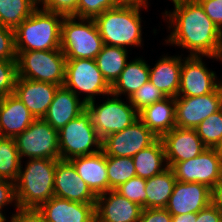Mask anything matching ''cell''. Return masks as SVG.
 <instances>
[{
    "instance_id": "1",
    "label": "cell",
    "mask_w": 222,
    "mask_h": 222,
    "mask_svg": "<svg viewBox=\"0 0 222 222\" xmlns=\"http://www.w3.org/2000/svg\"><path fill=\"white\" fill-rule=\"evenodd\" d=\"M173 12L165 11L169 28L166 43L190 50L189 56H206L222 61V31L196 0H172Z\"/></svg>"
},
{
    "instance_id": "2",
    "label": "cell",
    "mask_w": 222,
    "mask_h": 222,
    "mask_svg": "<svg viewBox=\"0 0 222 222\" xmlns=\"http://www.w3.org/2000/svg\"><path fill=\"white\" fill-rule=\"evenodd\" d=\"M64 17L63 14L37 7L14 30L16 51L61 50V23Z\"/></svg>"
},
{
    "instance_id": "3",
    "label": "cell",
    "mask_w": 222,
    "mask_h": 222,
    "mask_svg": "<svg viewBox=\"0 0 222 222\" xmlns=\"http://www.w3.org/2000/svg\"><path fill=\"white\" fill-rule=\"evenodd\" d=\"M148 6L118 5L94 18L104 45L127 49L141 46L140 9Z\"/></svg>"
},
{
    "instance_id": "4",
    "label": "cell",
    "mask_w": 222,
    "mask_h": 222,
    "mask_svg": "<svg viewBox=\"0 0 222 222\" xmlns=\"http://www.w3.org/2000/svg\"><path fill=\"white\" fill-rule=\"evenodd\" d=\"M60 159H30L15 182L19 207L39 208L54 196L55 168Z\"/></svg>"
},
{
    "instance_id": "5",
    "label": "cell",
    "mask_w": 222,
    "mask_h": 222,
    "mask_svg": "<svg viewBox=\"0 0 222 222\" xmlns=\"http://www.w3.org/2000/svg\"><path fill=\"white\" fill-rule=\"evenodd\" d=\"M76 19L81 22L75 21ZM103 45L94 19L75 16L63 18L60 49L66 59H96Z\"/></svg>"
},
{
    "instance_id": "6",
    "label": "cell",
    "mask_w": 222,
    "mask_h": 222,
    "mask_svg": "<svg viewBox=\"0 0 222 222\" xmlns=\"http://www.w3.org/2000/svg\"><path fill=\"white\" fill-rule=\"evenodd\" d=\"M16 52L19 78L64 85L67 59L61 50Z\"/></svg>"
},
{
    "instance_id": "7",
    "label": "cell",
    "mask_w": 222,
    "mask_h": 222,
    "mask_svg": "<svg viewBox=\"0 0 222 222\" xmlns=\"http://www.w3.org/2000/svg\"><path fill=\"white\" fill-rule=\"evenodd\" d=\"M58 138L60 160L91 155L102 150V139L92 125L86 109L58 131ZM92 146L96 149H92Z\"/></svg>"
},
{
    "instance_id": "8",
    "label": "cell",
    "mask_w": 222,
    "mask_h": 222,
    "mask_svg": "<svg viewBox=\"0 0 222 222\" xmlns=\"http://www.w3.org/2000/svg\"><path fill=\"white\" fill-rule=\"evenodd\" d=\"M63 86L77 96L79 92L86 93L82 100L85 104L94 101L96 94H111V85L101 74L95 59H67Z\"/></svg>"
},
{
    "instance_id": "9",
    "label": "cell",
    "mask_w": 222,
    "mask_h": 222,
    "mask_svg": "<svg viewBox=\"0 0 222 222\" xmlns=\"http://www.w3.org/2000/svg\"><path fill=\"white\" fill-rule=\"evenodd\" d=\"M107 99L101 105H95V100L85 104L90 114L92 125L101 139L109 134L124 130L139 119L138 112L130 103H124L118 96ZM116 97V98H115Z\"/></svg>"
},
{
    "instance_id": "10",
    "label": "cell",
    "mask_w": 222,
    "mask_h": 222,
    "mask_svg": "<svg viewBox=\"0 0 222 222\" xmlns=\"http://www.w3.org/2000/svg\"><path fill=\"white\" fill-rule=\"evenodd\" d=\"M14 139L20 158L60 159L58 131L43 118L35 119Z\"/></svg>"
},
{
    "instance_id": "11",
    "label": "cell",
    "mask_w": 222,
    "mask_h": 222,
    "mask_svg": "<svg viewBox=\"0 0 222 222\" xmlns=\"http://www.w3.org/2000/svg\"><path fill=\"white\" fill-rule=\"evenodd\" d=\"M171 169L179 182L200 183L210 189L222 179V155L207 148L197 157L175 163Z\"/></svg>"
},
{
    "instance_id": "12",
    "label": "cell",
    "mask_w": 222,
    "mask_h": 222,
    "mask_svg": "<svg viewBox=\"0 0 222 222\" xmlns=\"http://www.w3.org/2000/svg\"><path fill=\"white\" fill-rule=\"evenodd\" d=\"M157 139L158 137L138 119L124 130L102 139V151L106 156L133 157Z\"/></svg>"
},
{
    "instance_id": "13",
    "label": "cell",
    "mask_w": 222,
    "mask_h": 222,
    "mask_svg": "<svg viewBox=\"0 0 222 222\" xmlns=\"http://www.w3.org/2000/svg\"><path fill=\"white\" fill-rule=\"evenodd\" d=\"M176 127L195 129L211 114L222 109V92L218 87L214 92L201 96L175 97Z\"/></svg>"
},
{
    "instance_id": "14",
    "label": "cell",
    "mask_w": 222,
    "mask_h": 222,
    "mask_svg": "<svg viewBox=\"0 0 222 222\" xmlns=\"http://www.w3.org/2000/svg\"><path fill=\"white\" fill-rule=\"evenodd\" d=\"M185 58L182 59L178 96L196 97L214 92L219 87L216 73L207 69L201 56Z\"/></svg>"
},
{
    "instance_id": "15",
    "label": "cell",
    "mask_w": 222,
    "mask_h": 222,
    "mask_svg": "<svg viewBox=\"0 0 222 222\" xmlns=\"http://www.w3.org/2000/svg\"><path fill=\"white\" fill-rule=\"evenodd\" d=\"M161 139L165 148L166 164L170 168L175 163L197 157L207 149L195 129L175 127Z\"/></svg>"
},
{
    "instance_id": "16",
    "label": "cell",
    "mask_w": 222,
    "mask_h": 222,
    "mask_svg": "<svg viewBox=\"0 0 222 222\" xmlns=\"http://www.w3.org/2000/svg\"><path fill=\"white\" fill-rule=\"evenodd\" d=\"M54 196L85 204H96L97 196L68 160H59L55 168Z\"/></svg>"
},
{
    "instance_id": "17",
    "label": "cell",
    "mask_w": 222,
    "mask_h": 222,
    "mask_svg": "<svg viewBox=\"0 0 222 222\" xmlns=\"http://www.w3.org/2000/svg\"><path fill=\"white\" fill-rule=\"evenodd\" d=\"M211 203V189L200 183L176 181L166 209L172 216L198 213Z\"/></svg>"
},
{
    "instance_id": "18",
    "label": "cell",
    "mask_w": 222,
    "mask_h": 222,
    "mask_svg": "<svg viewBox=\"0 0 222 222\" xmlns=\"http://www.w3.org/2000/svg\"><path fill=\"white\" fill-rule=\"evenodd\" d=\"M59 85L17 77L14 94L24 103L35 119L43 118Z\"/></svg>"
},
{
    "instance_id": "19",
    "label": "cell",
    "mask_w": 222,
    "mask_h": 222,
    "mask_svg": "<svg viewBox=\"0 0 222 222\" xmlns=\"http://www.w3.org/2000/svg\"><path fill=\"white\" fill-rule=\"evenodd\" d=\"M141 211V206L115 190L97 195L95 205L97 222H138Z\"/></svg>"
},
{
    "instance_id": "20",
    "label": "cell",
    "mask_w": 222,
    "mask_h": 222,
    "mask_svg": "<svg viewBox=\"0 0 222 222\" xmlns=\"http://www.w3.org/2000/svg\"><path fill=\"white\" fill-rule=\"evenodd\" d=\"M95 205L53 196L38 209L46 222H95Z\"/></svg>"
},
{
    "instance_id": "21",
    "label": "cell",
    "mask_w": 222,
    "mask_h": 222,
    "mask_svg": "<svg viewBox=\"0 0 222 222\" xmlns=\"http://www.w3.org/2000/svg\"><path fill=\"white\" fill-rule=\"evenodd\" d=\"M68 161L96 196L109 191L106 155L102 150L91 155L77 156Z\"/></svg>"
},
{
    "instance_id": "22",
    "label": "cell",
    "mask_w": 222,
    "mask_h": 222,
    "mask_svg": "<svg viewBox=\"0 0 222 222\" xmlns=\"http://www.w3.org/2000/svg\"><path fill=\"white\" fill-rule=\"evenodd\" d=\"M35 120L24 103L14 93L0 99V132L2 137L15 138Z\"/></svg>"
},
{
    "instance_id": "23",
    "label": "cell",
    "mask_w": 222,
    "mask_h": 222,
    "mask_svg": "<svg viewBox=\"0 0 222 222\" xmlns=\"http://www.w3.org/2000/svg\"><path fill=\"white\" fill-rule=\"evenodd\" d=\"M85 110V103L80 101L73 91L60 86L55 92L52 103L43 119L59 131L69 121L75 119Z\"/></svg>"
},
{
    "instance_id": "24",
    "label": "cell",
    "mask_w": 222,
    "mask_h": 222,
    "mask_svg": "<svg viewBox=\"0 0 222 222\" xmlns=\"http://www.w3.org/2000/svg\"><path fill=\"white\" fill-rule=\"evenodd\" d=\"M139 120L158 138L176 127L175 97H166L138 113Z\"/></svg>"
},
{
    "instance_id": "25",
    "label": "cell",
    "mask_w": 222,
    "mask_h": 222,
    "mask_svg": "<svg viewBox=\"0 0 222 222\" xmlns=\"http://www.w3.org/2000/svg\"><path fill=\"white\" fill-rule=\"evenodd\" d=\"M181 56H164L149 69L150 82L166 97H177L181 77Z\"/></svg>"
},
{
    "instance_id": "26",
    "label": "cell",
    "mask_w": 222,
    "mask_h": 222,
    "mask_svg": "<svg viewBox=\"0 0 222 222\" xmlns=\"http://www.w3.org/2000/svg\"><path fill=\"white\" fill-rule=\"evenodd\" d=\"M149 69L150 66L141 58L127 62L124 70L111 85V94L120 97L121 94L127 93V99H129L150 80Z\"/></svg>"
},
{
    "instance_id": "27",
    "label": "cell",
    "mask_w": 222,
    "mask_h": 222,
    "mask_svg": "<svg viewBox=\"0 0 222 222\" xmlns=\"http://www.w3.org/2000/svg\"><path fill=\"white\" fill-rule=\"evenodd\" d=\"M132 159L135 165L136 176L143 179H149L168 168L167 164L163 165V162L166 161V155L161 138L142 149Z\"/></svg>"
},
{
    "instance_id": "28",
    "label": "cell",
    "mask_w": 222,
    "mask_h": 222,
    "mask_svg": "<svg viewBox=\"0 0 222 222\" xmlns=\"http://www.w3.org/2000/svg\"><path fill=\"white\" fill-rule=\"evenodd\" d=\"M173 170L168 167L160 174L146 179V208H166L176 182Z\"/></svg>"
},
{
    "instance_id": "29",
    "label": "cell",
    "mask_w": 222,
    "mask_h": 222,
    "mask_svg": "<svg viewBox=\"0 0 222 222\" xmlns=\"http://www.w3.org/2000/svg\"><path fill=\"white\" fill-rule=\"evenodd\" d=\"M127 49L103 45L96 56V63L106 81L112 85L127 64Z\"/></svg>"
},
{
    "instance_id": "30",
    "label": "cell",
    "mask_w": 222,
    "mask_h": 222,
    "mask_svg": "<svg viewBox=\"0 0 222 222\" xmlns=\"http://www.w3.org/2000/svg\"><path fill=\"white\" fill-rule=\"evenodd\" d=\"M37 5L38 0H0V24L15 30Z\"/></svg>"
},
{
    "instance_id": "31",
    "label": "cell",
    "mask_w": 222,
    "mask_h": 222,
    "mask_svg": "<svg viewBox=\"0 0 222 222\" xmlns=\"http://www.w3.org/2000/svg\"><path fill=\"white\" fill-rule=\"evenodd\" d=\"M21 166L15 139L2 137L0 139V178L15 183Z\"/></svg>"
},
{
    "instance_id": "32",
    "label": "cell",
    "mask_w": 222,
    "mask_h": 222,
    "mask_svg": "<svg viewBox=\"0 0 222 222\" xmlns=\"http://www.w3.org/2000/svg\"><path fill=\"white\" fill-rule=\"evenodd\" d=\"M109 191L136 176L132 157L106 156Z\"/></svg>"
},
{
    "instance_id": "33",
    "label": "cell",
    "mask_w": 222,
    "mask_h": 222,
    "mask_svg": "<svg viewBox=\"0 0 222 222\" xmlns=\"http://www.w3.org/2000/svg\"><path fill=\"white\" fill-rule=\"evenodd\" d=\"M195 130L207 148H218L222 142V109L203 120Z\"/></svg>"
},
{
    "instance_id": "34",
    "label": "cell",
    "mask_w": 222,
    "mask_h": 222,
    "mask_svg": "<svg viewBox=\"0 0 222 222\" xmlns=\"http://www.w3.org/2000/svg\"><path fill=\"white\" fill-rule=\"evenodd\" d=\"M166 96L150 81L139 88L128 100L139 113L153 103L162 101Z\"/></svg>"
},
{
    "instance_id": "35",
    "label": "cell",
    "mask_w": 222,
    "mask_h": 222,
    "mask_svg": "<svg viewBox=\"0 0 222 222\" xmlns=\"http://www.w3.org/2000/svg\"><path fill=\"white\" fill-rule=\"evenodd\" d=\"M146 179L140 178L138 176L132 177L125 183L119 185L114 189L117 193L124 196L131 202L138 204L144 209V204L146 203V191H145Z\"/></svg>"
},
{
    "instance_id": "36",
    "label": "cell",
    "mask_w": 222,
    "mask_h": 222,
    "mask_svg": "<svg viewBox=\"0 0 222 222\" xmlns=\"http://www.w3.org/2000/svg\"><path fill=\"white\" fill-rule=\"evenodd\" d=\"M118 6L115 0H79L76 9L77 18H92L108 9Z\"/></svg>"
},
{
    "instance_id": "37",
    "label": "cell",
    "mask_w": 222,
    "mask_h": 222,
    "mask_svg": "<svg viewBox=\"0 0 222 222\" xmlns=\"http://www.w3.org/2000/svg\"><path fill=\"white\" fill-rule=\"evenodd\" d=\"M17 77L16 61L0 60V99L14 93Z\"/></svg>"
},
{
    "instance_id": "38",
    "label": "cell",
    "mask_w": 222,
    "mask_h": 222,
    "mask_svg": "<svg viewBox=\"0 0 222 222\" xmlns=\"http://www.w3.org/2000/svg\"><path fill=\"white\" fill-rule=\"evenodd\" d=\"M14 30L0 24V60L16 61Z\"/></svg>"
},
{
    "instance_id": "39",
    "label": "cell",
    "mask_w": 222,
    "mask_h": 222,
    "mask_svg": "<svg viewBox=\"0 0 222 222\" xmlns=\"http://www.w3.org/2000/svg\"><path fill=\"white\" fill-rule=\"evenodd\" d=\"M79 0H38L42 9L63 14L64 16H75Z\"/></svg>"
},
{
    "instance_id": "40",
    "label": "cell",
    "mask_w": 222,
    "mask_h": 222,
    "mask_svg": "<svg viewBox=\"0 0 222 222\" xmlns=\"http://www.w3.org/2000/svg\"><path fill=\"white\" fill-rule=\"evenodd\" d=\"M206 15L222 31V0H196Z\"/></svg>"
},
{
    "instance_id": "41",
    "label": "cell",
    "mask_w": 222,
    "mask_h": 222,
    "mask_svg": "<svg viewBox=\"0 0 222 222\" xmlns=\"http://www.w3.org/2000/svg\"><path fill=\"white\" fill-rule=\"evenodd\" d=\"M15 200V206L18 207L17 204V198H16V189H15V183L0 178V214L5 218V216L2 213V208L5 205L11 204Z\"/></svg>"
},
{
    "instance_id": "42",
    "label": "cell",
    "mask_w": 222,
    "mask_h": 222,
    "mask_svg": "<svg viewBox=\"0 0 222 222\" xmlns=\"http://www.w3.org/2000/svg\"><path fill=\"white\" fill-rule=\"evenodd\" d=\"M138 222H172V215L166 208L142 209Z\"/></svg>"
},
{
    "instance_id": "43",
    "label": "cell",
    "mask_w": 222,
    "mask_h": 222,
    "mask_svg": "<svg viewBox=\"0 0 222 222\" xmlns=\"http://www.w3.org/2000/svg\"><path fill=\"white\" fill-rule=\"evenodd\" d=\"M18 212L13 214L10 222H46L38 208L17 207Z\"/></svg>"
},
{
    "instance_id": "44",
    "label": "cell",
    "mask_w": 222,
    "mask_h": 222,
    "mask_svg": "<svg viewBox=\"0 0 222 222\" xmlns=\"http://www.w3.org/2000/svg\"><path fill=\"white\" fill-rule=\"evenodd\" d=\"M194 222H222V214L211 203L197 213Z\"/></svg>"
},
{
    "instance_id": "45",
    "label": "cell",
    "mask_w": 222,
    "mask_h": 222,
    "mask_svg": "<svg viewBox=\"0 0 222 222\" xmlns=\"http://www.w3.org/2000/svg\"><path fill=\"white\" fill-rule=\"evenodd\" d=\"M211 204L222 214V179L211 188Z\"/></svg>"
},
{
    "instance_id": "46",
    "label": "cell",
    "mask_w": 222,
    "mask_h": 222,
    "mask_svg": "<svg viewBox=\"0 0 222 222\" xmlns=\"http://www.w3.org/2000/svg\"><path fill=\"white\" fill-rule=\"evenodd\" d=\"M194 219H197V213L172 216V222H194Z\"/></svg>"
},
{
    "instance_id": "47",
    "label": "cell",
    "mask_w": 222,
    "mask_h": 222,
    "mask_svg": "<svg viewBox=\"0 0 222 222\" xmlns=\"http://www.w3.org/2000/svg\"><path fill=\"white\" fill-rule=\"evenodd\" d=\"M118 5L147 6V0H115Z\"/></svg>"
},
{
    "instance_id": "48",
    "label": "cell",
    "mask_w": 222,
    "mask_h": 222,
    "mask_svg": "<svg viewBox=\"0 0 222 222\" xmlns=\"http://www.w3.org/2000/svg\"><path fill=\"white\" fill-rule=\"evenodd\" d=\"M217 149L220 152V154L222 155V142H221L220 146Z\"/></svg>"
},
{
    "instance_id": "49",
    "label": "cell",
    "mask_w": 222,
    "mask_h": 222,
    "mask_svg": "<svg viewBox=\"0 0 222 222\" xmlns=\"http://www.w3.org/2000/svg\"><path fill=\"white\" fill-rule=\"evenodd\" d=\"M7 219L4 218L1 214H0V222H5Z\"/></svg>"
},
{
    "instance_id": "50",
    "label": "cell",
    "mask_w": 222,
    "mask_h": 222,
    "mask_svg": "<svg viewBox=\"0 0 222 222\" xmlns=\"http://www.w3.org/2000/svg\"><path fill=\"white\" fill-rule=\"evenodd\" d=\"M219 87H220L221 92H222V82L221 81L219 82Z\"/></svg>"
}]
</instances>
